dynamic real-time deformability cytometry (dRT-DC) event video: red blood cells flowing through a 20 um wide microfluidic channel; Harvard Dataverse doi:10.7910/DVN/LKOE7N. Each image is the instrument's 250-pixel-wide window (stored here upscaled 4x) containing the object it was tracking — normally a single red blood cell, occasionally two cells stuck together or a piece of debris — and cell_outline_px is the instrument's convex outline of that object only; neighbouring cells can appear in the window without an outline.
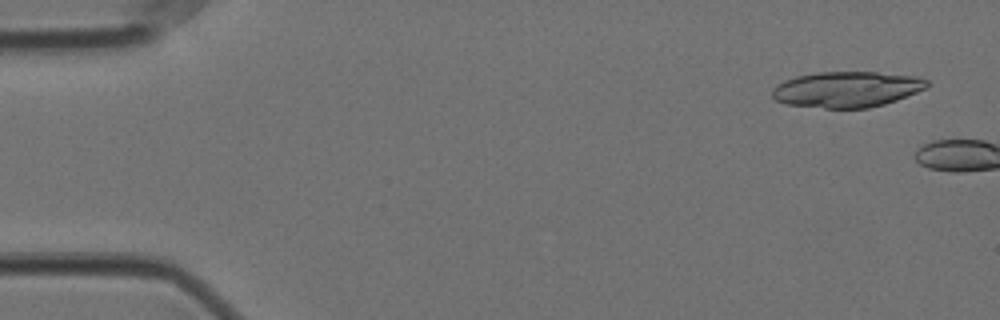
{"species": "Egyptian fruit bat (a non-hibernating species)", "species_latin": "Rousettus aegyptiacus", "temperature_condition": "cold", "stored_images_in_passage": 3, "camera_frame_rate_fps": 3000, "um_per_image_px": 0.085, "animal": {"sex": "female"}, "frame": {"image": 1, "passage_image": 1, "time_ms": 0.0, "image_size_px": [1000, 320], "cell_outline_px": [[928, 88], [896, 100], [884, 104], [868, 108], [824, 108], [788, 104], [776, 100], [772, 96], [772, 88], [776, 84], [784, 80], [796, 76], [816, 72], [876, 72], [916, 76], [928, 80]], "centroid_in_image_um": [71.98, 7.59], "position_along_channel_um": 13.0, "area_um2": 32.37}}